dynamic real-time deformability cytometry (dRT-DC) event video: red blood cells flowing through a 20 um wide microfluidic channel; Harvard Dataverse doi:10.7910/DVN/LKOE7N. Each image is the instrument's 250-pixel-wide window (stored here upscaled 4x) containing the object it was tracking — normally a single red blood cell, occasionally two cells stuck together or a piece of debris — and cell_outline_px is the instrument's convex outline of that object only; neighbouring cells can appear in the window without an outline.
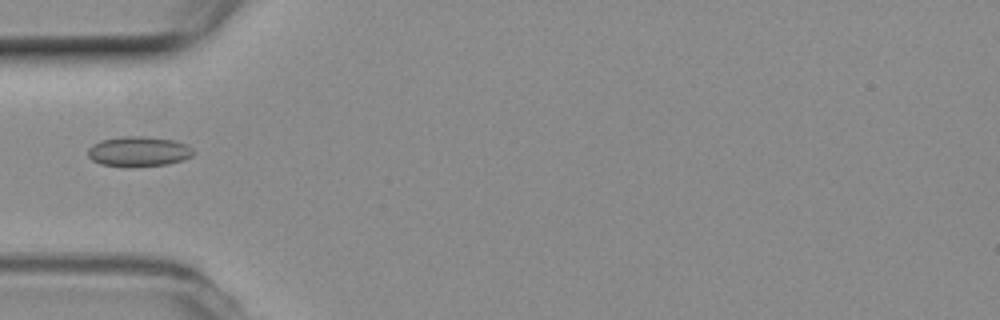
{"species": "common noctule bat (a hibernating species)", "species_latin": "Nyctalus noctula", "temperature_condition": "room temperature", "stored_images_in_passage": 24, "camera_frame_rate_fps": 3000, "um_per_image_px": 0.085, "animal": {"sex": "female", "body_mass_g": 19.3, "forearm_length_mm": 54.1}, "frame": {"image": 1, "passage_image": 1, "time_ms": 0.0, "image_size_px": [1000, 320], "cell_outline_px": [[196, 152], [192, 156], [184, 160], [168, 164], [100, 164], [92, 160], [88, 156], [88, 148], [92, 144], [100, 140], [120, 136], [148, 136], [176, 140], [188, 144]], "centroid_in_image_um": [11.84, 12.81], "position_along_channel_um": 73.2, "area_um2": 18.15}}
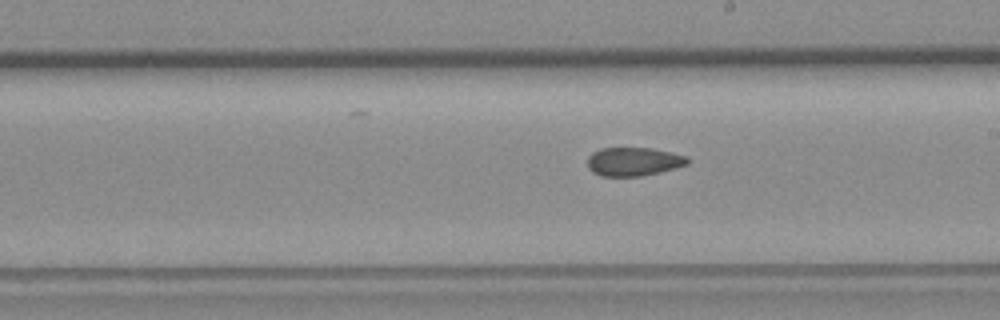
{"frame": {"image": 2, "passage_image": 14, "time_ms": 4.333, "image_size_px": [1000, 320], "cell_outline_px": [[688, 164], [676, 168], [660, 172], [640, 176], [600, 176], [592, 172], [588, 168], [588, 156], [592, 152], [600, 148], [652, 148], [672, 152], [688, 156]], "centroid_in_image_um": [53.85, 13.73], "position_along_channel_um": 235.2, "area_um2": 16.82}}
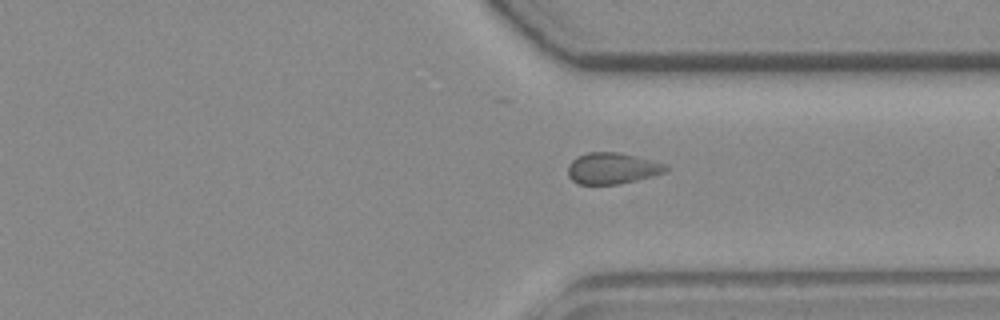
{"frame": {"image": 3, "passage_image": 24, "time_ms": 7.667, "image_size_px": [1000, 320], "cell_outline_px": [[668, 168], [664, 172], [652, 176], [620, 184], [576, 184], [568, 176], [568, 164], [576, 156], [588, 152], [616, 152], [636, 156], [668, 164]], "centroid_in_image_um": [52.02, 14.3], "position_along_channel_um": 359.4, "area_um2": 17.92}}